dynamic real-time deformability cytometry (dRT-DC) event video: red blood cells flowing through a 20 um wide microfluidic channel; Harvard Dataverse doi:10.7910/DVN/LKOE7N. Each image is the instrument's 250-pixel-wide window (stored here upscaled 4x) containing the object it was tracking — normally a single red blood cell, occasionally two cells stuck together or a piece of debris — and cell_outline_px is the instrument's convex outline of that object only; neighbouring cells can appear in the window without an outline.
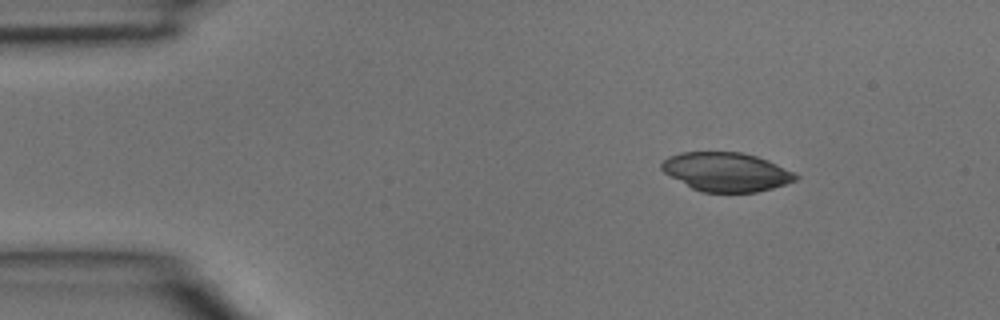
{"species": "common noctule bat (a hibernating species)", "species_latin": "Nyctalus noctula", "temperature_condition": "room temperature", "stored_images_in_passage": 3, "camera_frame_rate_fps": 3000, "um_per_image_px": 0.085, "animal": {"sex": "male", "body_mass_g": 15.6}, "frame": {"image": 1, "passage_image": 3, "time_ms": 0.667, "image_size_px": [1000, 320], "cell_outline_px": [[800, 176], [796, 180], [772, 188], [756, 192], [704, 192], [692, 188], [664, 172], [660, 168], [660, 164], [668, 156], [680, 152], [740, 152], [756, 156], [768, 160]], "centroid_in_image_um": [61.71, 14.6], "position_along_channel_um": 23.3, "area_um2": 30.11}}